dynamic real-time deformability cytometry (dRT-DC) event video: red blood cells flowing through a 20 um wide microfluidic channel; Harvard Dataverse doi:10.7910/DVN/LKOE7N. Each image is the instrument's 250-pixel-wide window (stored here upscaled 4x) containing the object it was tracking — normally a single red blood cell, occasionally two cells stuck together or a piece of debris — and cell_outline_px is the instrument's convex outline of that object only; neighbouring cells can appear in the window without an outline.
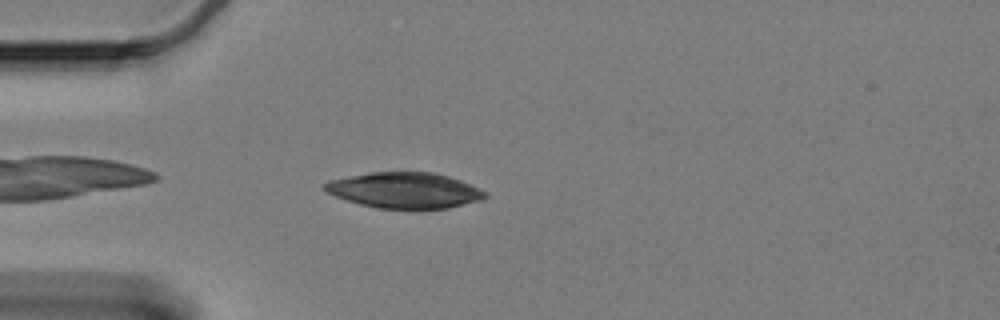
{"species": "Egyptian fruit bat (a non-hibernating species)", "species_latin": "Rousettus aegyptiacus", "temperature_condition": "cold", "stored_images_in_passage": 45, "camera_frame_rate_fps": 3000, "um_per_image_px": 0.085, "animal": {"sex": "female"}, "frame": {"image": 1, "passage_image": 3, "time_ms": 0.667, "image_size_px": [1000, 320], "cell_outline_px": [[488, 196], [480, 200], [448, 208], [380, 208], [360, 204], [336, 196], [328, 192], [324, 188], [324, 184], [332, 180], [372, 172], [432, 172], [448, 176], [460, 180], [488, 192]], "centroid_in_image_um": [34.45, 16.17], "position_along_channel_um": 50.6, "area_um2": 32.83}}
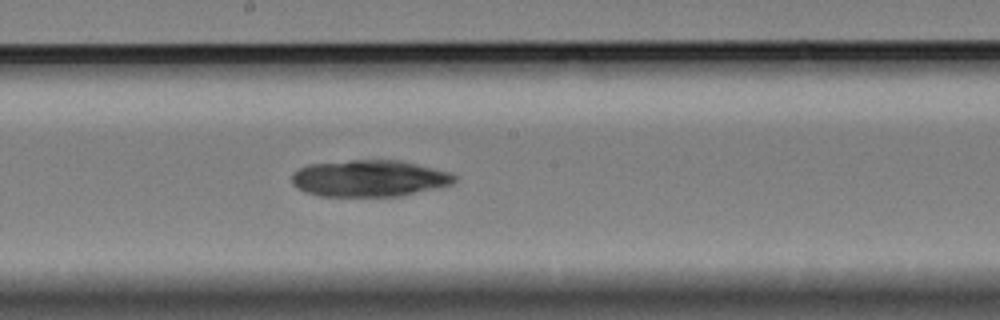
{"frame": {"image": 2, "passage_image": 19, "time_ms": 6.0, "image_size_px": [1000, 320], "cell_outline_px": [[456, 180], [452, 184], [436, 188], [400, 196], [320, 196], [304, 192], [296, 188], [292, 184], [292, 172], [308, 164], [352, 160], [400, 160], [452, 172], [456, 176]], "centroid_in_image_um": [31.38, 15.16], "position_along_channel_um": 216.8, "area_um2": 34.97}}
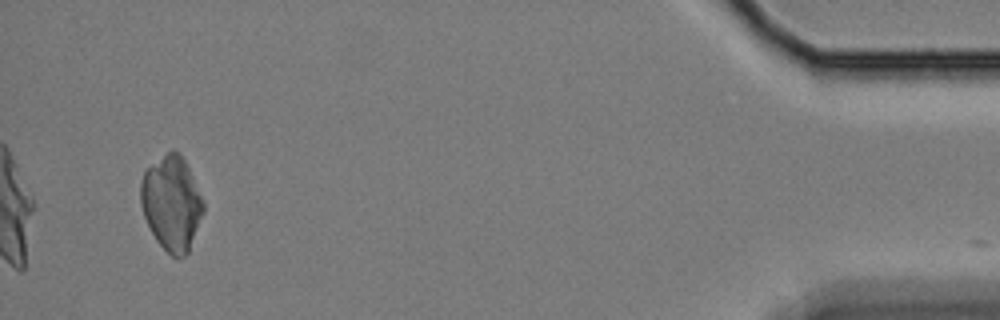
{"frame": {"image": 3, "passage_image": 44, "time_ms": 14.333, "image_size_px": [1000, 320], "cell_outline_px": [[204, 212], [188, 252], [184, 256], [172, 256], [156, 240], [144, 216], [140, 204], [140, 180], [144, 172], [152, 164], [168, 152], [180, 152], [188, 168], [204, 204]], "centroid_in_image_um": [14.57, 17.28], "position_along_channel_um": 420.6, "area_um2": 33.87}}